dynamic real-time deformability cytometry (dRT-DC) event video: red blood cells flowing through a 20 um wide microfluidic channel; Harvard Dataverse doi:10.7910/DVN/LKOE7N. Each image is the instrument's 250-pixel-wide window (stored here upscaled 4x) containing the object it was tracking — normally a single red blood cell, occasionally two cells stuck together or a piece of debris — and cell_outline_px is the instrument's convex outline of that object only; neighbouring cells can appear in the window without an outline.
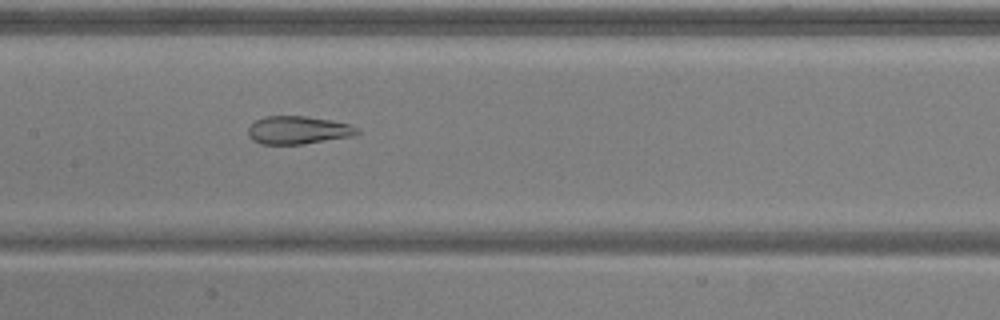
{"species": "common noctule bat (a hibernating species)", "species_latin": "Nyctalus noctula", "temperature_condition": "warm", "stored_images_in_passage": 49, "camera_frame_rate_fps": 3000, "um_per_image_px": 0.085, "animal": {"sex": "male", "body_mass_g": 20.5, "forearm_length_mm": 52.5}, "frame": {"image": 1, "passage_image": 24, "time_ms": 7.667, "image_size_px": [1000, 320], "cell_outline_px": [[360, 132], [352, 136], [304, 144], [260, 144], [252, 140], [248, 136], [248, 128], [256, 120], [264, 116], [304, 116], [332, 120], [348, 124], [360, 128]], "centroid_in_image_um": [25.33, 11.06], "position_along_channel_um": 182.1, "area_um2": 17.86}}
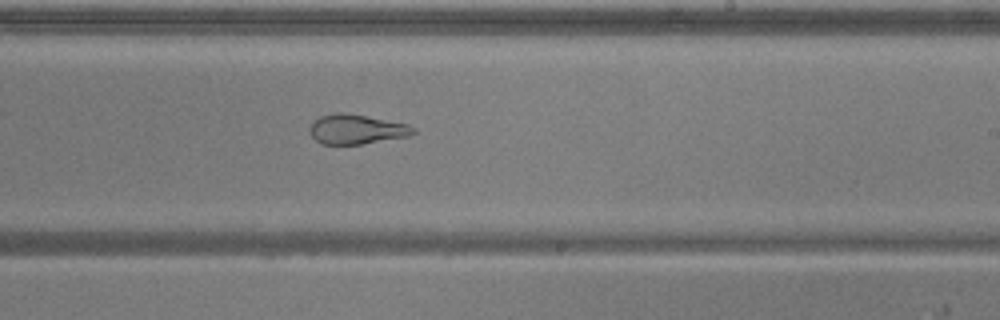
{"frame": {"image": 2, "passage_image": 30, "time_ms": 9.667, "image_size_px": [1000, 320], "cell_outline_px": [[416, 132], [408, 136], [360, 144], [320, 144], [308, 132], [308, 128], [320, 116], [336, 112], [340, 112], [364, 116], [408, 124], [416, 128]], "centroid_in_image_um": [30.28, 10.99], "position_along_channel_um": 258.7, "area_um2": 17.69}}
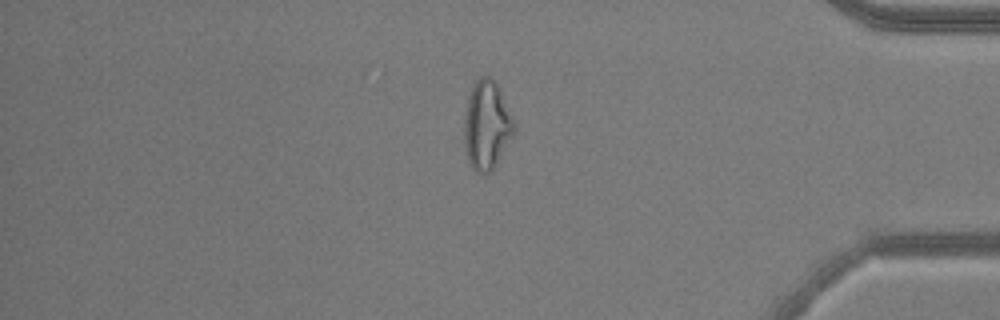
{"frame": {"image": 3, "passage_image": 43, "time_ms": 14.0, "image_size_px": [1000, 320], "cell_outline_px": [[516, 132], [496, 164], [484, 176], [476, 172], [472, 168], [468, 160], [464, 140], [464, 116], [468, 96], [476, 80], [480, 76], [488, 76], [496, 80], [500, 88], [512, 116], [516, 128]], "centroid_in_image_um": [41.38, 10.63], "position_along_channel_um": 393.8, "area_um2": 26.07}}